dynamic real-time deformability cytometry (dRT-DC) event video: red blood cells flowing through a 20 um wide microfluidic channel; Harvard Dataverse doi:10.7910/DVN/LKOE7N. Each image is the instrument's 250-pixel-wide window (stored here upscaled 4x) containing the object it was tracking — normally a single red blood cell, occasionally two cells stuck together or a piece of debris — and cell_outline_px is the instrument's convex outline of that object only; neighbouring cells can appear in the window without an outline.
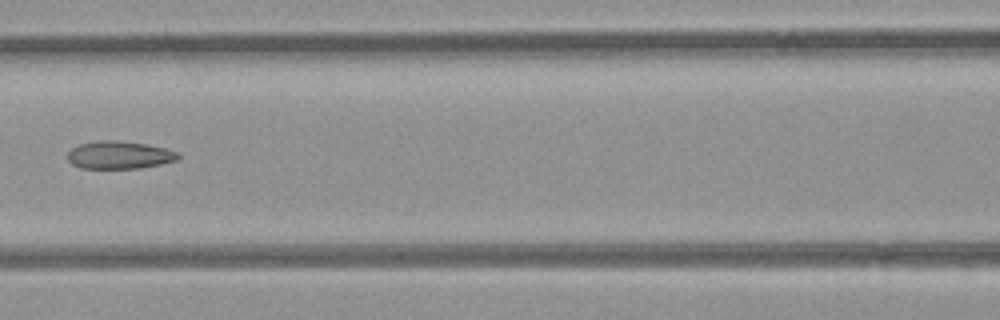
{"species": "common noctule bat (a hibernating species)", "species_latin": "Nyctalus noctula", "temperature_condition": "room temperature", "stored_images_in_passage": 7, "camera_frame_rate_fps": 3000, "um_per_image_px": 0.085, "animal": {"sex": "female", "body_mass_g": 21.9}, "frame": {"image": 1, "passage_image": 7, "time_ms": 7.667, "image_size_px": [1000, 320], "cell_outline_px": [[180, 156], [176, 160], [160, 164], [140, 168], [80, 168], [72, 164], [68, 160], [68, 152], [72, 148], [80, 144], [96, 140], [116, 140], [148, 144], [164, 148], [176, 152]], "centroid_in_image_um": [10.11, 13.17], "position_along_channel_um": 156.5, "area_um2": 17.8}}